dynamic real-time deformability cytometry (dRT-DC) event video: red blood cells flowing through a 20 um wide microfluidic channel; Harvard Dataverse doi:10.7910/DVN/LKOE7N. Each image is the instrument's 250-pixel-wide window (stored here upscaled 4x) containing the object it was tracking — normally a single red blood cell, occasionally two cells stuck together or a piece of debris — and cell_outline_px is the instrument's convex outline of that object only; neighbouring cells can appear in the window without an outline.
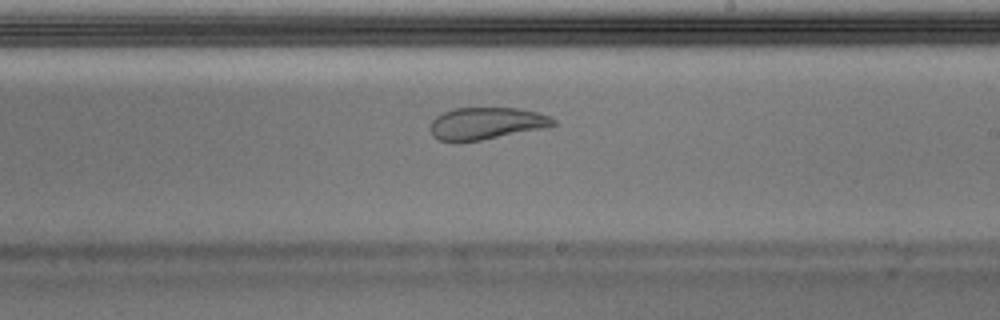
{"species": "Egyptian fruit bat (a non-hibernating species)", "species_latin": "Rousettus aegyptiacus", "temperature_condition": "warm", "stored_images_in_passage": 29, "camera_frame_rate_fps": 3000, "um_per_image_px": 0.085, "animal": {"sex": "male"}, "frame": {"image": 1, "passage_image": 17, "time_ms": 5.333, "image_size_px": [1000, 320], "cell_outline_px": [[556, 124], [544, 128], [480, 140], [440, 140], [432, 136], [432, 120], [436, 116], [444, 112], [456, 108], [520, 108], [536, 112], [548, 116], [556, 120]], "centroid_in_image_um": [41.37, 10.47], "position_along_channel_um": 247.6, "area_um2": 22.43}}
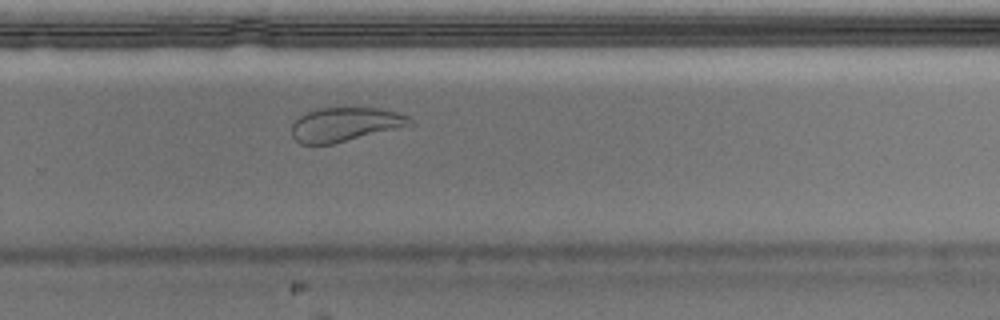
{"frame": {"image": 2, "passage_image": 21, "time_ms": 6.667, "image_size_px": [1000, 320], "cell_outline_px": [[416, 124], [332, 144], [300, 144], [292, 136], [292, 124], [300, 116], [316, 108], [380, 108], [396, 112], [408, 116]], "centroid_in_image_um": [29.35, 10.57], "position_along_channel_um": 300.5, "area_um2": 23.35}}